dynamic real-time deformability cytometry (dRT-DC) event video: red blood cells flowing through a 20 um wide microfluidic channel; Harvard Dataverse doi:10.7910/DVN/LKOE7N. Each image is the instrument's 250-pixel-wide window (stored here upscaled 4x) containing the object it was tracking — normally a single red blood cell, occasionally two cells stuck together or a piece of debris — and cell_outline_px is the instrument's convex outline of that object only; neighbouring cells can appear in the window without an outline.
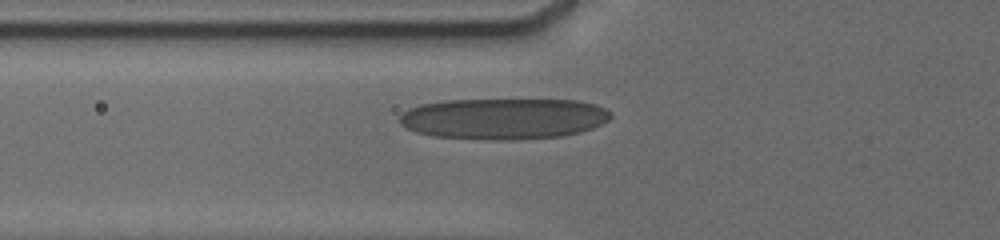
{"species": "human", "species_latin": "Homo sapiens", "temperature_condition": "cold", "stored_images_in_passage": 13, "camera_frame_rate_fps": 3000, "um_per_image_px": 0.085, "donor": {"sex": "male"}, "frame": {"image": 1, "passage_image": 2, "time_ms": 0.667, "image_size_px": [1000, 240], "cell_outline_px": [[612, 116], [608, 120], [592, 128], [580, 132], [560, 136], [516, 140], [484, 140], [432, 136], [416, 132], [400, 124], [400, 116], [408, 108], [420, 104], [444, 100], [576, 100], [596, 104], [612, 112]], "centroid_in_image_um": [42.8, 10.09], "position_along_channel_um": 83.0, "area_um2": 50.81}}
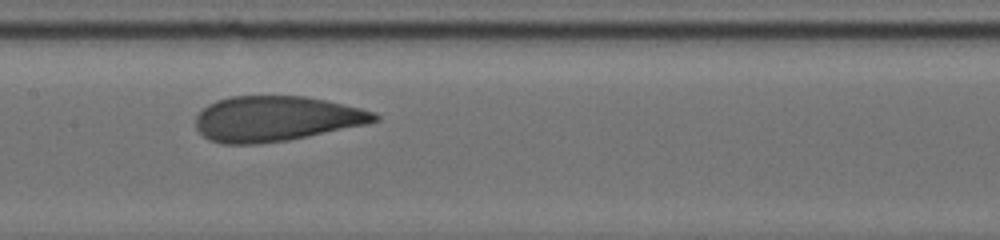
{"frame": {"image": 2, "passage_image": 8, "time_ms": 3.333, "image_size_px": [1000, 240], "cell_outline_px": [[380, 120], [368, 124], [288, 140], [256, 144], [220, 144], [208, 140], [196, 128], [196, 116], [208, 104], [216, 100], [232, 96], [304, 96], [324, 100], [360, 108], [376, 112], [380, 116]], "centroid_in_image_um": [23.46, 10.09], "position_along_channel_um": 183.9, "area_um2": 47.16}}
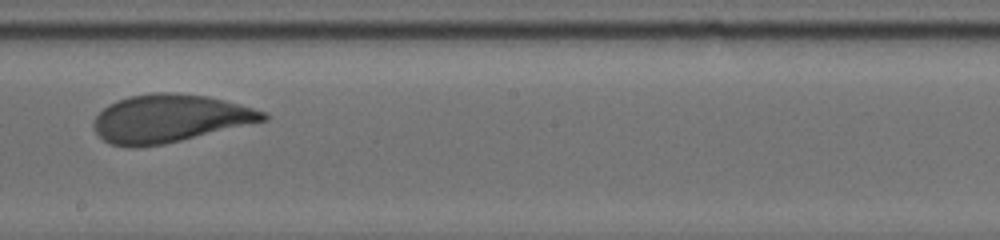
{"frame": {"image": 3, "passage_image": 11, "time_ms": 4.667, "image_size_px": [1000, 240], "cell_outline_px": [[268, 120], [164, 144], [136, 148], [128, 148], [112, 144], [104, 140], [96, 132], [92, 124], [96, 116], [108, 104], [116, 100], [128, 96], [152, 92], [172, 92], [208, 96], [240, 104], [268, 112]], "centroid_in_image_um": [14.42, 10.06], "position_along_channel_um": 233.8, "area_um2": 47.51}}